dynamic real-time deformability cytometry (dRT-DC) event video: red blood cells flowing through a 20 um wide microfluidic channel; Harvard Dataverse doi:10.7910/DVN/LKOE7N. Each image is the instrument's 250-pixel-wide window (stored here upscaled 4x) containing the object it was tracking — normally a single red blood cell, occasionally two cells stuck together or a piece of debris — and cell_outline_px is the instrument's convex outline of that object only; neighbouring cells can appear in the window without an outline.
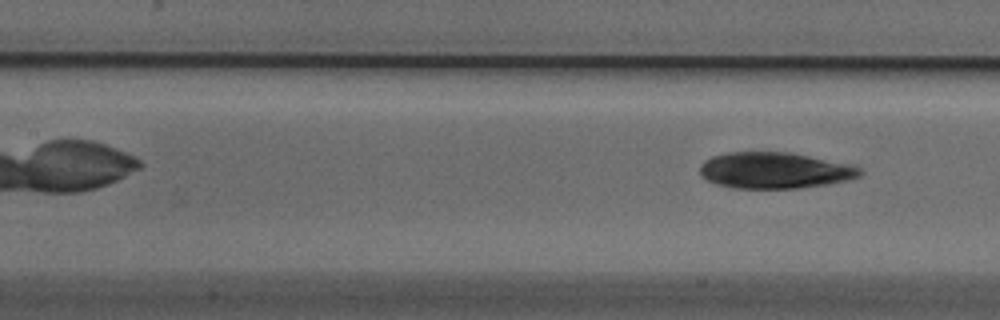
{"species": "Egyptian fruit bat (a non-hibernating species)", "species_latin": "Rousettus aegyptiacus", "temperature_condition": "cold", "stored_images_in_passage": 4, "camera_frame_rate_fps": 3000, "um_per_image_px": 0.085, "animal": {"sex": "male"}, "frame": {"image": 1, "passage_image": 4, "time_ms": 1.0, "image_size_px": [1000, 320], "cell_outline_px": [[864, 172], [860, 176], [848, 180], [824, 184], [796, 188], [732, 188], [716, 184], [700, 176], [700, 164], [704, 160], [712, 156], [728, 152], [788, 152], [852, 164], [860, 168]], "centroid_in_image_um": [65.83, 14.48], "position_along_channel_um": 141.6, "area_um2": 33.81}}